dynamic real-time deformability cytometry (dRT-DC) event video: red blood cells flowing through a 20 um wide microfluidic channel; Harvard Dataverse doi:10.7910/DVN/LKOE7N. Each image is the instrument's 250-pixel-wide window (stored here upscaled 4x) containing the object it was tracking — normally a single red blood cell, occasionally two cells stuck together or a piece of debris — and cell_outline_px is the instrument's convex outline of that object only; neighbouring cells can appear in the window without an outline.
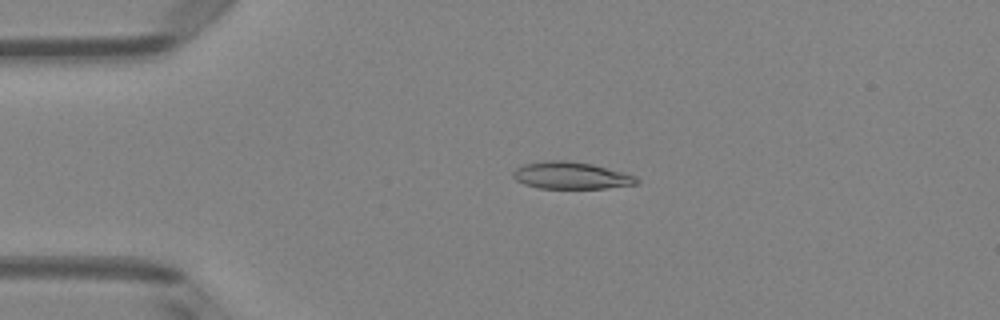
{"species": "Egyptian fruit bat (a non-hibernating species)", "species_latin": "Rousettus aegyptiacus", "temperature_condition": "room temperature", "stored_images_in_passage": 50, "camera_frame_rate_fps": 3000, "um_per_image_px": 0.085, "animal": {"sex": "female"}, "frame": {"image": 1, "passage_image": 11, "time_ms": 3.333, "image_size_px": [1000, 320], "cell_outline_px": [[640, 184], [608, 188], [540, 188], [524, 184], [516, 180], [512, 176], [512, 172], [516, 168], [524, 164], [548, 160], [564, 160], [592, 164], [624, 172], [636, 176], [640, 180]], "centroid_in_image_um": [48.58, 14.92], "position_along_channel_um": 36.4, "area_um2": 19.59}}
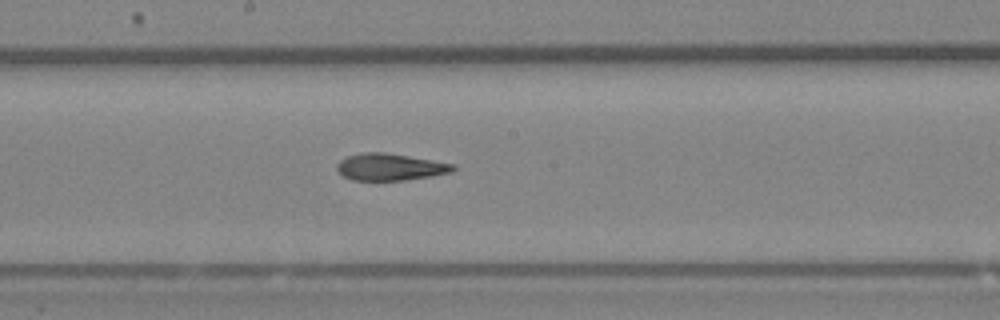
{"frame": {"image": 2, "passage_image": 27, "time_ms": 8.667, "image_size_px": [1000, 320], "cell_outline_px": [[456, 168], [452, 172], [432, 176], [404, 180], [352, 180], [344, 176], [336, 168], [336, 164], [340, 160], [348, 156], [364, 152], [384, 152], [432, 160], [452, 164]], "centroid_in_image_um": [33.14, 14.19], "position_along_channel_um": 215.1, "area_um2": 18.03}}
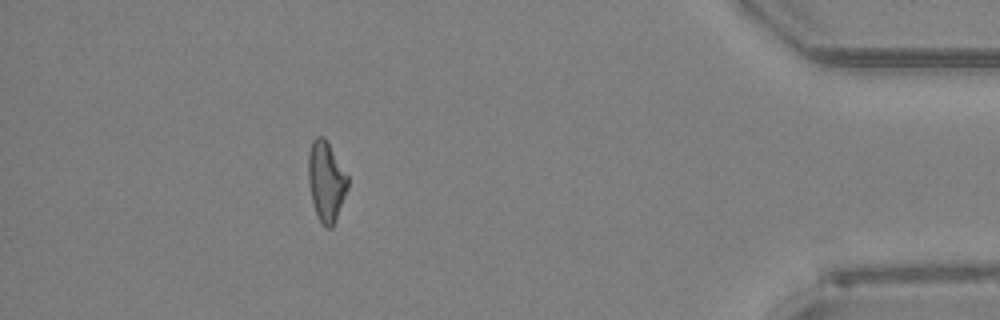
{"frame": {"image": 3, "passage_image": 45, "time_ms": 14.667, "image_size_px": [1000, 320], "cell_outline_px": [[348, 188], [336, 220], [332, 228], [324, 228], [316, 216], [312, 204], [308, 180], [308, 152], [312, 140], [316, 136], [324, 136], [348, 176]], "centroid_in_image_um": [27.7, 15.44], "position_along_channel_um": 407.5, "area_um2": 18.67}, "authors_computed_cell_mechanics": {"area_um2": 18.9295, "velocity_mm_per_s": 4.0423, "shape_relaxation_time_tau1_ms": 5.4491, "shape_relaxation_time_tau2_ms": 3.4435, "deformation_change_tau1": 0.1803, "deformation_change_tau2": 0.1298}}